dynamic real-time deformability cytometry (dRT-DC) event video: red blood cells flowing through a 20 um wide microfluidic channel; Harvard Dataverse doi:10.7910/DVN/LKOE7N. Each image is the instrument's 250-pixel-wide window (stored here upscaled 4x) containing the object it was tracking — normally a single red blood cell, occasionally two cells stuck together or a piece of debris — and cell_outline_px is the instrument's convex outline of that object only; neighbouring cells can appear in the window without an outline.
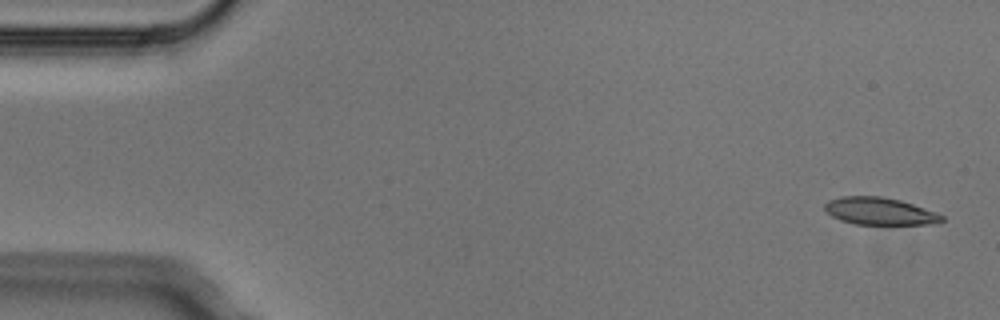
{"species": "Egyptian fruit bat (a non-hibernating species)", "species_latin": "Rousettus aegyptiacus", "temperature_condition": "cold", "stored_images_in_passage": 6, "camera_frame_rate_fps": 3000, "um_per_image_px": 0.085, "animal": {"sex": "male"}, "frame": {"image": 1, "passage_image": 1, "time_ms": 0.0, "image_size_px": [1000, 320], "cell_outline_px": [[944, 220], [940, 224], [852, 224], [840, 220], [832, 216], [824, 208], [824, 204], [828, 200], [840, 196], [880, 196], [900, 200], [936, 212], [944, 216]], "centroid_in_image_um": [74.78, 17.95], "position_along_channel_um": 10.2, "area_um2": 18.73}}
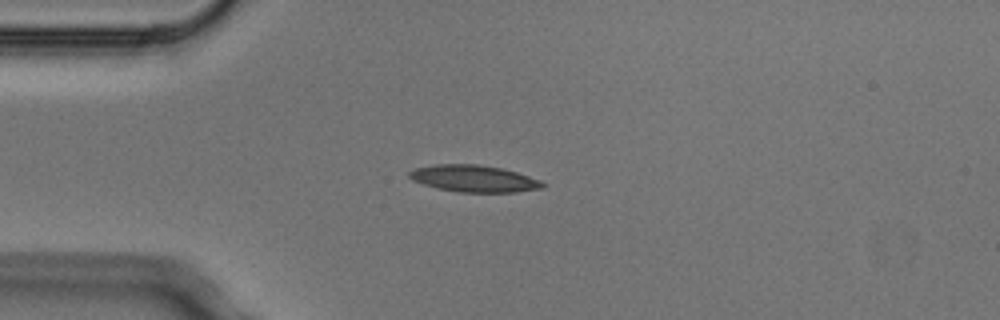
{"frame": {"image": 2, "passage_image": 4, "time_ms": 1.0, "image_size_px": [1000, 320], "cell_outline_px": [[544, 188], [516, 192], [460, 192], [440, 188], [424, 184], [412, 180], [408, 176], [408, 172], [416, 168], [436, 164], [480, 164], [504, 168], [540, 180], [544, 184]], "centroid_in_image_um": [40.3, 15.17], "position_along_channel_um": 44.7, "area_um2": 20.75}}
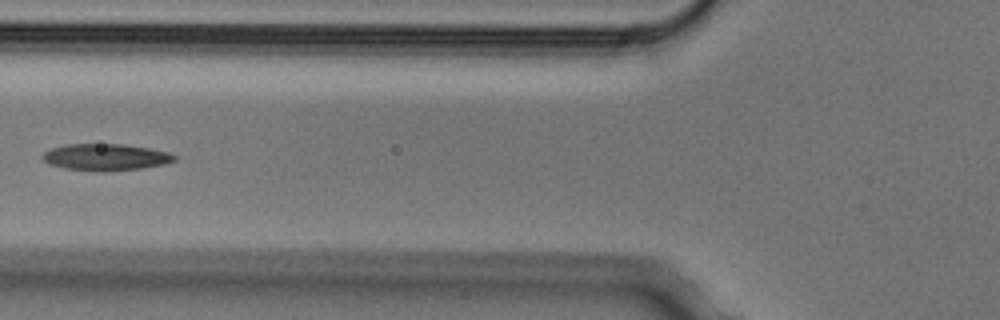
{"frame": {"image": 3, "passage_image": 6, "time_ms": 1.667, "image_size_px": [1000, 320], "cell_outline_px": [[176, 160], [164, 164], [140, 168], [96, 172], [64, 168], [52, 164], [44, 160], [40, 156], [44, 152], [52, 148], [64, 144], [124, 144], [148, 148], [168, 152], [176, 156]], "centroid_in_image_um": [8.96, 13.35], "position_along_channel_um": 116.8, "area_um2": 20.4}}